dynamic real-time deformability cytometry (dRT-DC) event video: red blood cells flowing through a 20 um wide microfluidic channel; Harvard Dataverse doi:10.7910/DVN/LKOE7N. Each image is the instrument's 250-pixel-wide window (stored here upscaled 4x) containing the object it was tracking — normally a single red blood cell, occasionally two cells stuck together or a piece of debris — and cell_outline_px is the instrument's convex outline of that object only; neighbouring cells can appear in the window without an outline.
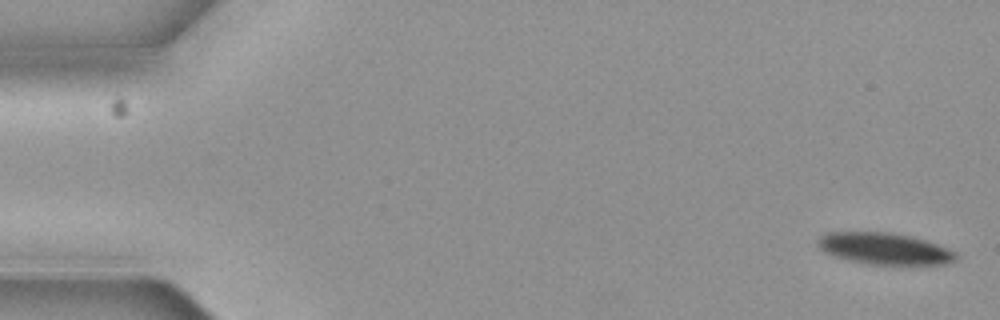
{"species": "common noctule bat (a hibernating species)", "species_latin": "Nyctalus noctula", "temperature_condition": "cold", "stored_images_in_passage": 12, "segment_of_instrument_passage": [1, 2], "camera_frame_rate_fps": 3000, "um_per_image_px": 0.085, "animal": {"sex": "female", "body_mass_g": 19.3, "forearm_length_mm": 54.1}, "frame": {"image": 1, "passage_image": 1, "time_ms": 0.0, "image_size_px": [1000, 320], "cell_outline_px": [[960, 256], [956, 260], [944, 264], [872, 264], [848, 260], [832, 256], [824, 252], [816, 244], [816, 240], [820, 236], [828, 232], [888, 232], [908, 236], [924, 240], [936, 244], [956, 252]], "centroid_in_image_um": [75.14, 21.13], "position_along_channel_um": 9.9, "area_um2": 25.32}}
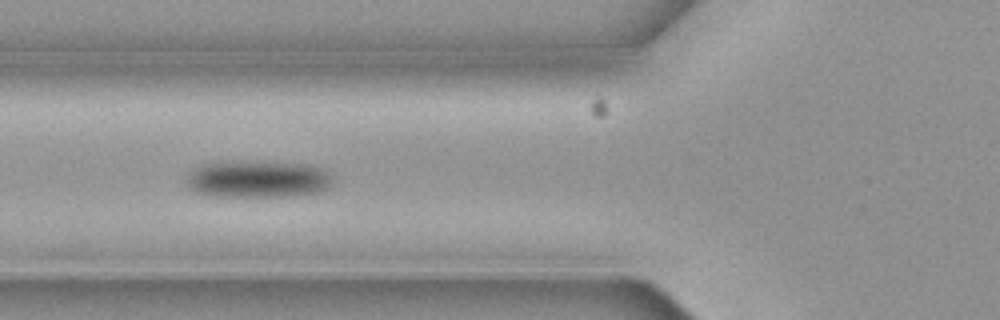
{"frame": {"image": 2, "passage_image": 6, "time_ms": 1.667, "image_size_px": [1000, 320], "cell_outline_px": [[332, 184], [328, 188], [320, 192], [292, 196], [212, 196], [196, 192], [188, 184], [188, 176], [192, 168], [212, 160], [248, 160], [304, 164], [316, 168], [324, 172], [332, 180]], "centroid_in_image_um": [21.83, 15.2], "position_along_channel_um": 104.0, "area_um2": 31.96}}
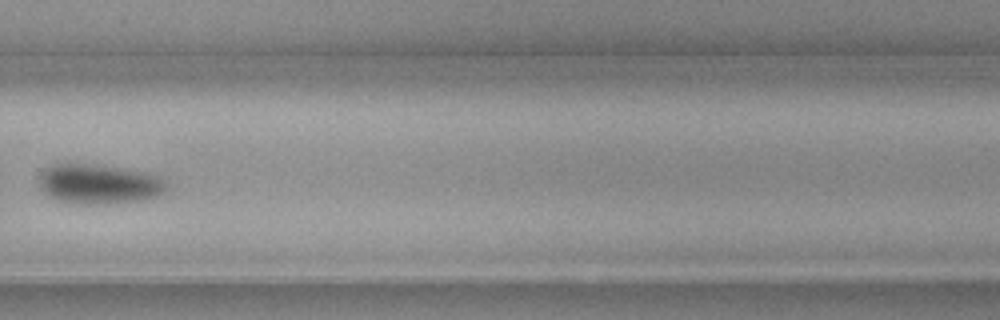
{"frame": {"image": 3, "passage_image": 11, "time_ms": 3.333, "image_size_px": [1000, 320], "cell_outline_px": [[168, 188], [164, 192], [156, 196], [140, 200], [104, 204], [72, 204], [56, 200], [48, 196], [44, 192], [40, 184], [40, 176], [52, 164], [68, 160], [96, 164], [144, 172], [156, 176], [168, 184]], "centroid_in_image_um": [8.35, 15.62], "position_along_channel_um": 321.4, "area_um2": 29.94}}